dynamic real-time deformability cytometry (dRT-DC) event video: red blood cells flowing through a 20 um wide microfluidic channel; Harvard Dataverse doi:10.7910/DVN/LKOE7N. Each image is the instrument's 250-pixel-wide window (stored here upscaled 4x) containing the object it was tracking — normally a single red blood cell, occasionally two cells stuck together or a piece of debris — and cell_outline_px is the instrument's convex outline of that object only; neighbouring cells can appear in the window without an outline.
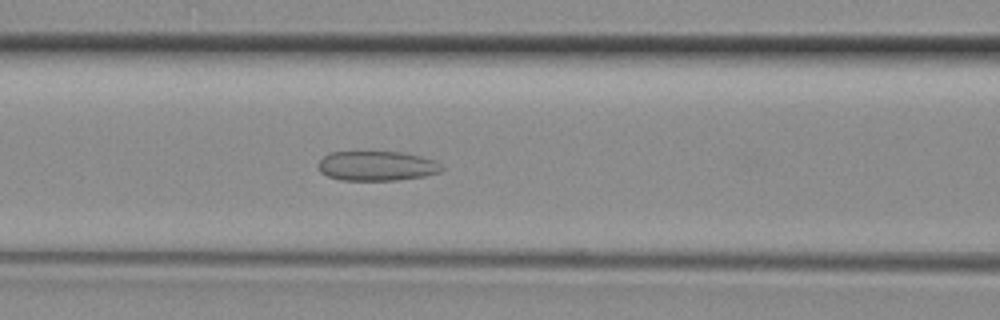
{"species": "common noctule bat (a hibernating species)", "species_latin": "Nyctalus noctula", "temperature_condition": "room temperature", "stored_images_in_passage": 42, "camera_frame_rate_fps": 3000, "um_per_image_px": 0.085, "animal": {"sex": "female", "body_mass_g": 29.2, "forearm_length_mm": 56.3}, "frame": {"image": 1, "passage_image": 17, "time_ms": 5.333, "image_size_px": [1000, 320], "cell_outline_px": [[444, 168], [440, 172], [424, 176], [396, 180], [340, 180], [328, 176], [320, 172], [316, 164], [324, 156], [332, 152], [400, 152], [420, 156], [436, 160]], "centroid_in_image_um": [32.02, 14.1], "position_along_channel_um": 134.6, "area_um2": 21.39}}
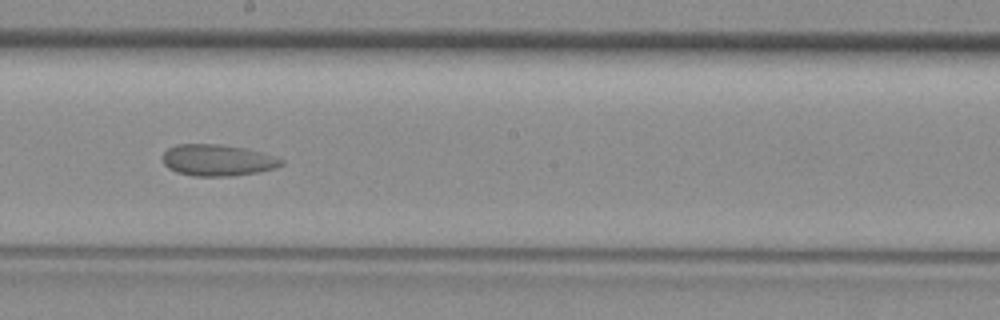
{"frame": {"image": 2, "passage_image": 23, "time_ms": 7.333, "image_size_px": [1000, 320], "cell_outline_px": [[284, 164], [276, 168], [256, 172], [232, 176], [192, 176], [176, 172], [168, 168], [164, 164], [164, 152], [168, 148], [176, 144], [220, 144], [244, 148], [276, 156], [284, 160]], "centroid_in_image_um": [18.5, 13.62], "position_along_channel_um": 229.7, "area_um2": 21.79}}
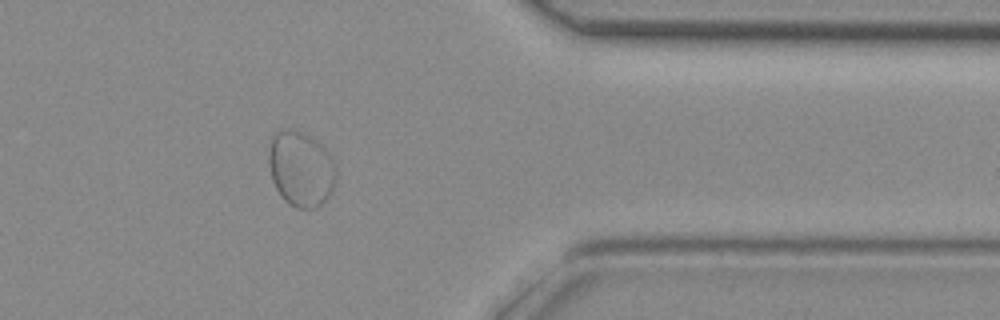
{"frame": {"image": 3, "passage_image": 34, "time_ms": 11.0, "image_size_px": [1000, 320], "cell_outline_px": [[336, 184], [332, 192], [316, 208], [296, 208], [288, 204], [284, 200], [276, 188], [272, 180], [268, 164], [268, 152], [272, 136], [284, 128], [288, 128], [300, 132], [316, 140], [332, 156], [336, 168]], "centroid_in_image_um": [25.58, 14.36], "position_along_channel_um": 385.8, "area_um2": 29.77}}